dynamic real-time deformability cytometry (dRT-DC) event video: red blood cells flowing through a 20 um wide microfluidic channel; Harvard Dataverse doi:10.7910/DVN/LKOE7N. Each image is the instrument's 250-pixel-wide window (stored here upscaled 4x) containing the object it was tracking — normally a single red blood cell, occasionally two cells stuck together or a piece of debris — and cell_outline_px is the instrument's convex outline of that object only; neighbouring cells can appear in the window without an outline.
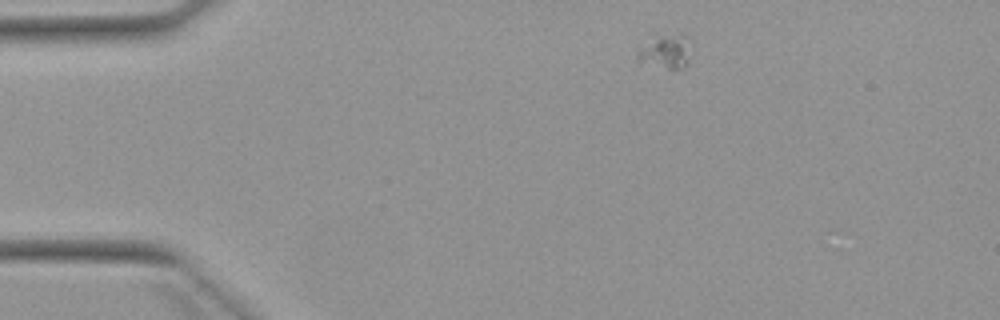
{"species": "Egyptian fruit bat (a non-hibernating species)", "species_latin": "Rousettus aegyptiacus", "temperature_condition": "warm", "stored_images_in_passage": 7, "camera_frame_rate_fps": 3000, "um_per_image_px": 0.085, "animal": {"sex": "female"}, "frame": {"image": 1, "passage_image": 1, "time_ms": 0.0, "image_size_px": [1000, 320], "cell_outline_px": [[688, 64], [684, 68], [668, 68], [636, 64], [636, 52], [652, 32], [680, 32], [688, 36]], "centroid_in_image_um": [56.46, 4.3], "position_along_channel_um": 28.5, "area_um2": 11.73}}
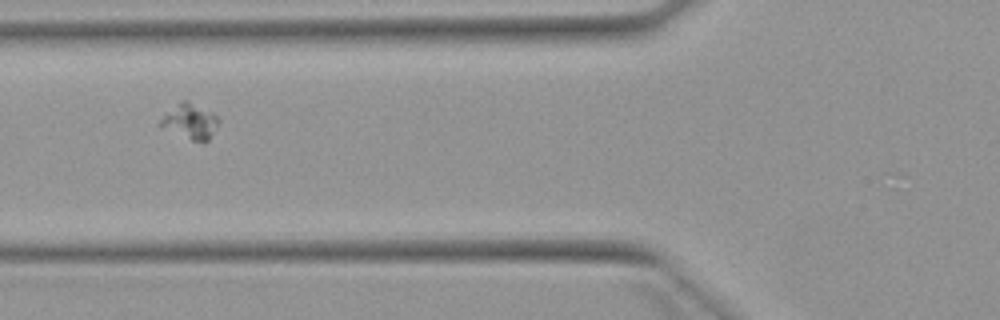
{"frame": {"image": 2, "passage_image": 4, "time_ms": 3.667, "image_size_px": [1000, 320], "cell_outline_px": [[220, 124], [208, 140], [204, 144], [192, 140], [160, 124], [160, 120], [180, 100], [188, 100], [212, 112], [220, 120]], "centroid_in_image_um": [16.26, 10.31], "position_along_channel_um": 109.5, "area_um2": 11.62}}
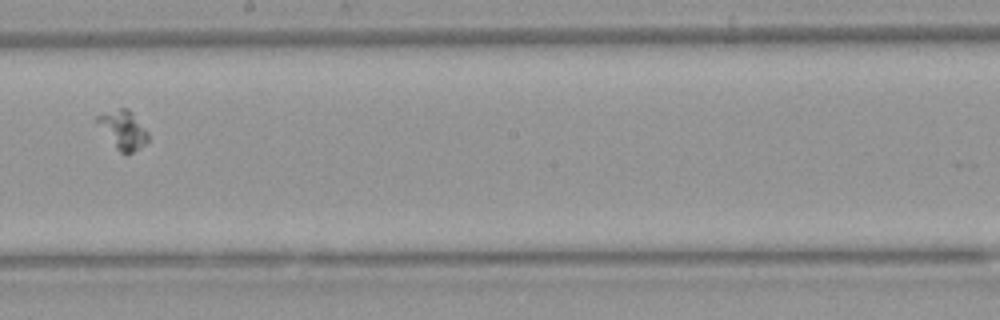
{"frame": {"image": 3, "passage_image": 7, "time_ms": 7.0, "image_size_px": [1000, 320], "cell_outline_px": [[148, 140], [144, 144], [128, 156], [120, 152], [116, 148], [92, 120], [96, 116], [120, 108], [128, 108], [132, 112], [148, 132]], "centroid_in_image_um": [10.42, 11.05], "position_along_channel_um": 237.8, "area_um2": 11.56}}